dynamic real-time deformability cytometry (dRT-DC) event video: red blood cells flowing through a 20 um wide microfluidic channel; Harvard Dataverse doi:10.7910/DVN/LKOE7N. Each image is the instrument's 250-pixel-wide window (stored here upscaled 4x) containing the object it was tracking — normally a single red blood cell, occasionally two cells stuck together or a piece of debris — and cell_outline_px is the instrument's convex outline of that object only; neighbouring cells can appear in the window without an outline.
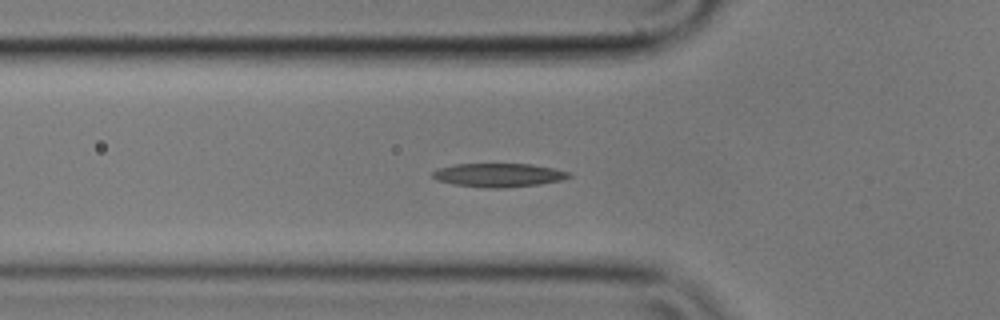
{"species": "common noctule bat (a hibernating species)", "species_latin": "Nyctalus noctula", "temperature_condition": "cold", "stored_images_in_passage": 40, "camera_frame_rate_fps": 3000, "um_per_image_px": 0.085, "animal": {"sex": "male", "body_mass_g": 17.9}, "frame": {"image": 1, "passage_image": 2, "time_ms": 0.333, "image_size_px": [1000, 320], "cell_outline_px": [[572, 176], [560, 180], [540, 184], [504, 188], [488, 188], [452, 184], [436, 180], [432, 176], [432, 172], [436, 168], [452, 164], [532, 164], [552, 168], [568, 172]], "centroid_in_image_um": [42.31, 14.88], "position_along_channel_um": 83.5, "area_um2": 18.84}}
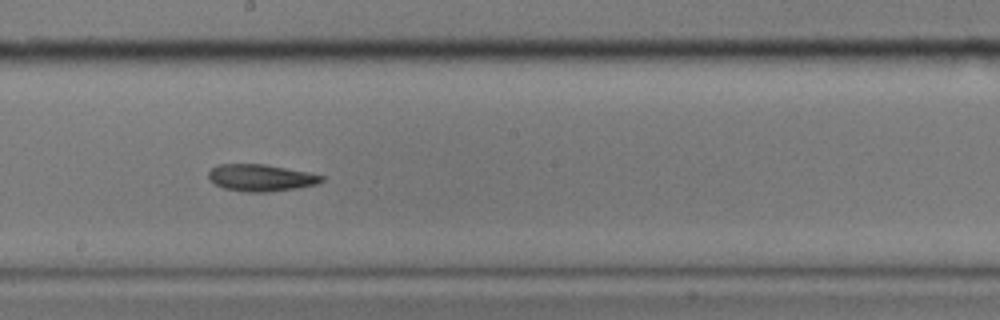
{"frame": {"image": 2, "passage_image": 14, "time_ms": 4.333, "image_size_px": [1000, 320], "cell_outline_px": [[324, 180], [316, 184], [296, 188], [264, 192], [244, 192], [224, 188], [208, 180], [208, 172], [216, 164], [264, 164], [308, 172], [324, 176]], "centroid_in_image_um": [22.14, 15.1], "position_along_channel_um": 226.1, "area_um2": 17.69}}
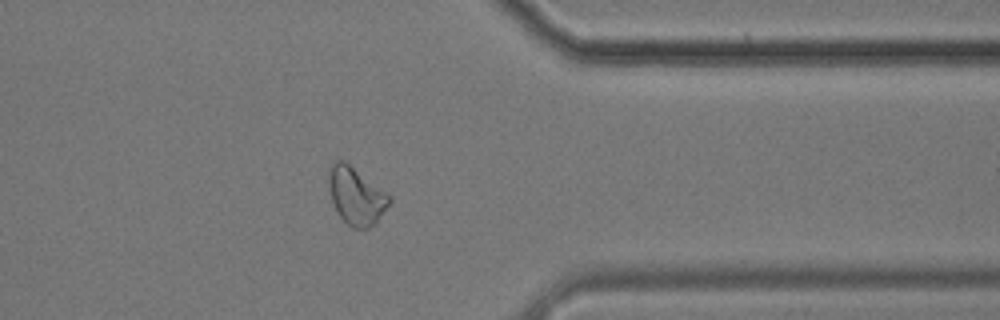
{"frame": {"image": 3, "passage_image": 28, "time_ms": 9.0, "image_size_px": [1000, 320], "cell_outline_px": [[392, 200], [376, 224], [368, 228], [352, 228], [340, 216], [332, 200], [328, 180], [328, 168], [332, 160], [344, 160], [388, 192], [392, 196]], "centroid_in_image_um": [30.3, 16.62], "position_along_channel_um": 381.1, "area_um2": 20.52}}